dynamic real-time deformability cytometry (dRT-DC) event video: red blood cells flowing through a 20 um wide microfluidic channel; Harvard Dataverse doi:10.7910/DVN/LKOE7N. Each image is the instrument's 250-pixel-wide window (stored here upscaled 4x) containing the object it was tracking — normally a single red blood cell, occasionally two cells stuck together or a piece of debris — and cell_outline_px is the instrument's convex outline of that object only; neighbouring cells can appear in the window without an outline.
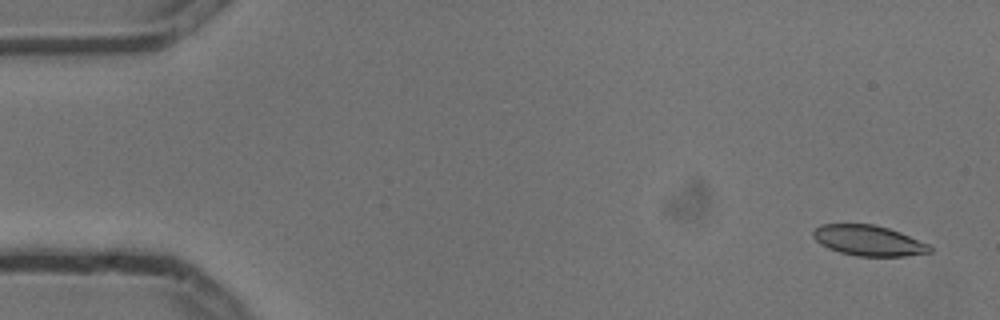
{"species": "common noctule bat (a hibernating species)", "species_latin": "Nyctalus noctula", "temperature_condition": "cold", "stored_images_in_passage": 6, "camera_frame_rate_fps": 3000, "um_per_image_px": 0.085, "animal": {"sex": "male", "body_mass_g": 13.3}, "frame": {"image": 1, "passage_image": 1, "time_ms": 0.0, "image_size_px": [1000, 320], "cell_outline_px": [[932, 252], [904, 256], [856, 256], [840, 252], [828, 248], [820, 244], [812, 236], [812, 232], [820, 224], [876, 224], [900, 232], [928, 244], [932, 248]], "centroid_in_image_um": [73.81, 20.44], "position_along_channel_um": 11.2, "area_um2": 20.69}}
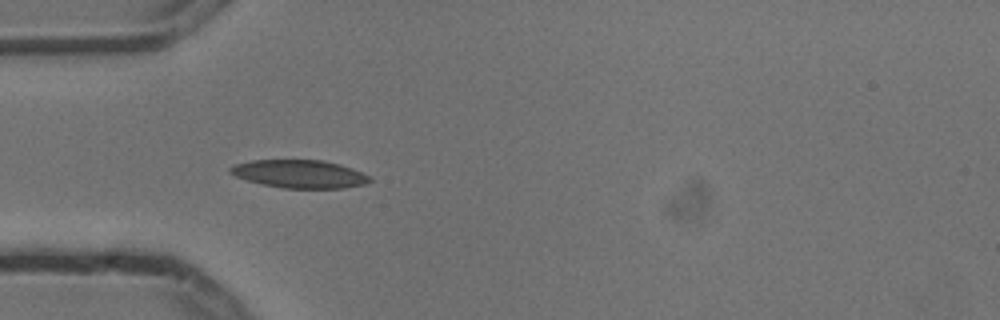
{"frame": {"image": 2, "passage_image": 5, "time_ms": 1.333, "image_size_px": [1000, 320], "cell_outline_px": [[372, 180], [364, 184], [344, 188], [284, 188], [264, 184], [248, 180], [236, 176], [228, 172], [228, 168], [236, 164], [252, 160], [324, 160], [340, 164], [352, 168], [368, 176]], "centroid_in_image_um": [25.46, 14.78], "position_along_channel_um": 59.5, "area_um2": 22.6}}
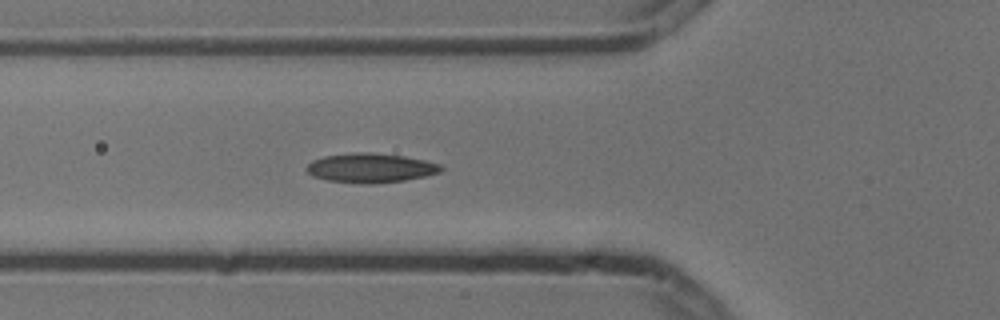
{"frame": {"image": 3, "passage_image": 6, "time_ms": 1.667, "image_size_px": [1000, 320], "cell_outline_px": [[444, 168], [440, 172], [424, 176], [404, 180], [376, 184], [364, 184], [328, 180], [312, 176], [304, 168], [312, 160], [324, 156], [356, 152], [372, 152], [404, 156], [424, 160], [440, 164]], "centroid_in_image_um": [31.48, 14.27], "position_along_channel_um": 94.3, "area_um2": 23.06}}